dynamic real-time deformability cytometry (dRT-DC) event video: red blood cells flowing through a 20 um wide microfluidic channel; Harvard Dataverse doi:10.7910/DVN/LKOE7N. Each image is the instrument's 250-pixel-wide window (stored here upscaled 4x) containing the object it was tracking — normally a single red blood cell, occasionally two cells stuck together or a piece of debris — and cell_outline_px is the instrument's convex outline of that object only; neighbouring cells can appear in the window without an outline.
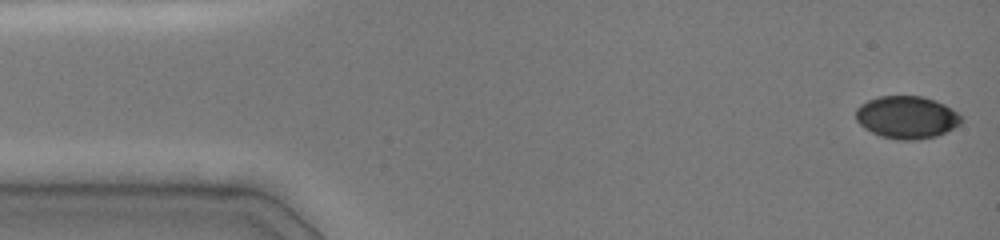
{"species": "common noctule bat (a hibernating species)", "species_latin": "Nyctalus noctula", "temperature_condition": "cold", "stored_images_in_passage": 47, "camera_frame_rate_fps": 3000, "um_per_image_px": 0.085, "animal": {"sex": "female", "body_mass_g": 19.0, "forearm_length_mm": 51.5}, "frame": {"image": 1, "passage_image": 1, "time_ms": 0.0, "image_size_px": [1000, 240], "cell_outline_px": [[964, 120], [960, 124], [936, 136], [916, 140], [900, 140], [880, 136], [864, 128], [856, 120], [856, 108], [860, 104], [868, 100], [880, 96], [924, 96], [936, 100], [952, 108]], "centroid_in_image_um": [77.07, 9.96], "position_along_channel_um": 7.9, "area_um2": 26.18}}
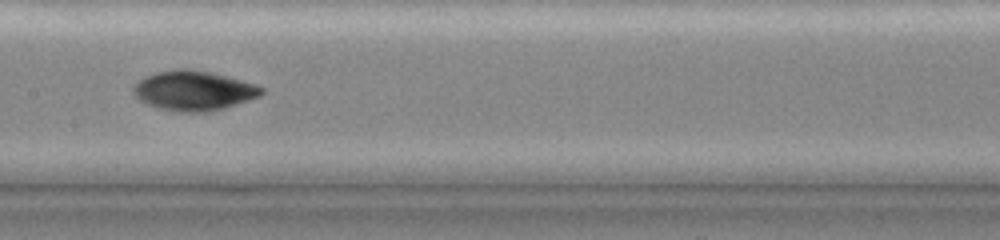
{"frame": {"image": 2, "passage_image": 23, "time_ms": 7.333, "image_size_px": [1000, 240], "cell_outline_px": [[264, 92], [260, 96], [224, 108], [208, 112], [180, 112], [156, 108], [140, 100], [132, 92], [132, 88], [144, 76], [156, 72], [184, 68], [208, 72], [256, 84], [264, 88]], "centroid_in_image_um": [16.45, 7.72], "position_along_channel_um": 191.0, "area_um2": 29.42}}
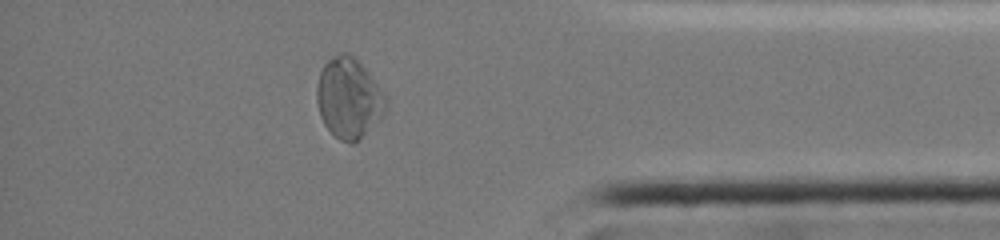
{"frame": {"image": 3, "passage_image": 40, "time_ms": 13.0, "image_size_px": [1000, 240], "cell_outline_px": [[388, 104], [384, 116], [360, 140], [352, 144], [348, 144], [340, 140], [324, 124], [320, 116], [316, 100], [316, 84], [320, 72], [324, 64], [328, 60], [340, 52], [348, 52], [364, 68], [384, 92], [388, 100]], "centroid_in_image_um": [29.66, 8.37], "position_along_channel_um": 405.5, "area_um2": 32.66}, "authors_computed_cell_mechanics": {"area_um2": 28.611, "velocity_mm_per_s": 4.0501, "shape_relaxation_time_tau1_ms": 2.5125, "shape_relaxation_time_tau2_ms": 5.4981, "deformation_change_tau1": 0.0732, "deformation_change_tau2": 0.0827}}